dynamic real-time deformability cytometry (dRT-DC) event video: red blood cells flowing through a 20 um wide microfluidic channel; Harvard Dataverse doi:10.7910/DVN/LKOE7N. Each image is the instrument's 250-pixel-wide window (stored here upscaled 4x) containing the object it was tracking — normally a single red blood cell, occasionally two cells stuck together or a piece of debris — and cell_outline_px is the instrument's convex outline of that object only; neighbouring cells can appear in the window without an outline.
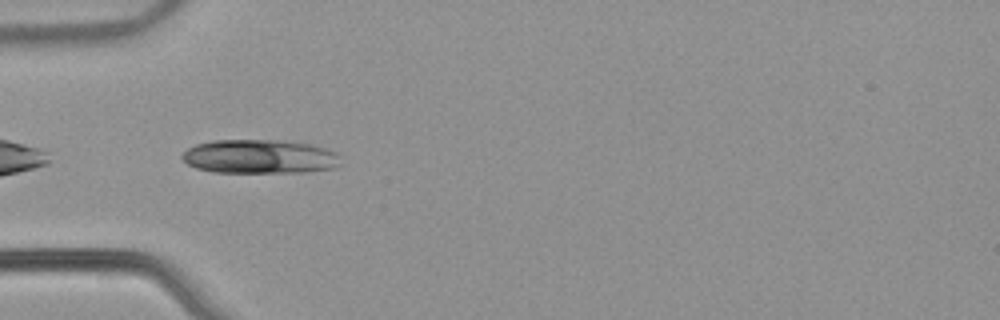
{"species": "common noctule bat (a hibernating species)", "species_latin": "Nyctalus noctula", "temperature_condition": "warm", "stored_images_in_passage": 40, "camera_frame_rate_fps": 3000, "um_per_image_px": 0.085, "animal": {"sex": "male", "body_mass_g": 21.5, "forearm_length_mm": 52.0}, "frame": {"image": 1, "passage_image": 3, "time_ms": 0.667, "image_size_px": [1000, 320], "cell_outline_px": [[340, 164], [332, 168], [304, 172], [212, 172], [196, 168], [188, 164], [180, 156], [188, 148], [196, 144], [212, 140], [276, 140], [312, 144], [336, 152], [340, 156]], "centroid_in_image_um": [22.06, 13.31], "position_along_channel_um": 62.9, "area_um2": 31.39}}
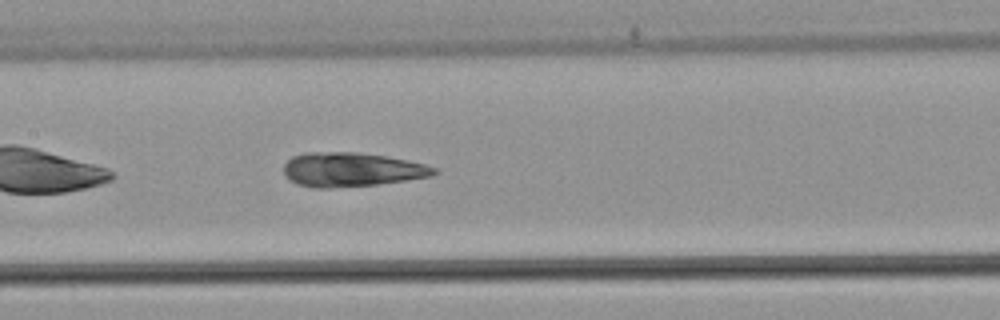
{"frame": {"image": 2, "passage_image": 12, "time_ms": 3.667, "image_size_px": [1000, 320], "cell_outline_px": [[440, 172], [432, 176], [376, 184], [328, 188], [312, 188], [296, 184], [288, 180], [284, 176], [284, 164], [292, 156], [304, 152], [356, 152], [384, 156], [408, 160], [424, 164], [436, 168]], "centroid_in_image_um": [29.83, 14.41], "position_along_channel_um": 177.6, "area_um2": 30.0}}
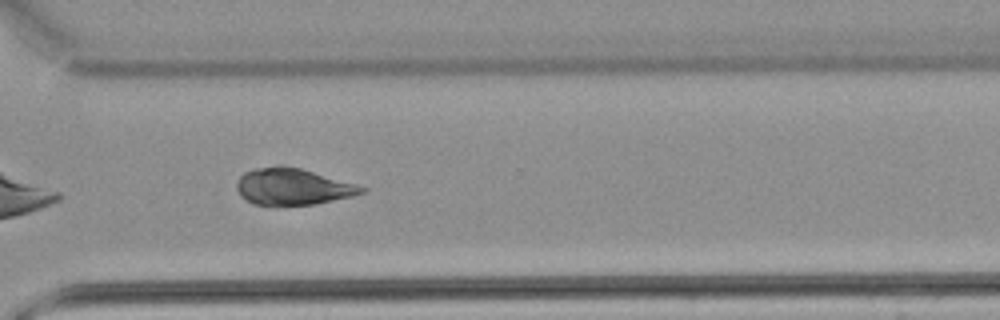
{"frame": {"image": 3, "passage_image": 25, "time_ms": 8.0, "image_size_px": [1000, 320], "cell_outline_px": [[368, 188], [364, 192], [352, 196], [316, 204], [252, 204], [244, 200], [240, 196], [236, 188], [236, 180], [244, 172], [256, 168], [280, 164], [284, 164], [300, 168], [356, 184]], "centroid_in_image_um": [24.84, 15.84], "position_along_channel_um": 345.8, "area_um2": 26.65}, "authors_computed_cell_mechanics": {"area_um2": 27.4261, "velocity_mm_per_s": 3.8937, "shape_relaxation_time_tau1_ms": null, "shape_relaxation_time_tau2_ms": 1.649, "deformation_change_tau1": null, "deformation_change_tau2": 0.0863}}